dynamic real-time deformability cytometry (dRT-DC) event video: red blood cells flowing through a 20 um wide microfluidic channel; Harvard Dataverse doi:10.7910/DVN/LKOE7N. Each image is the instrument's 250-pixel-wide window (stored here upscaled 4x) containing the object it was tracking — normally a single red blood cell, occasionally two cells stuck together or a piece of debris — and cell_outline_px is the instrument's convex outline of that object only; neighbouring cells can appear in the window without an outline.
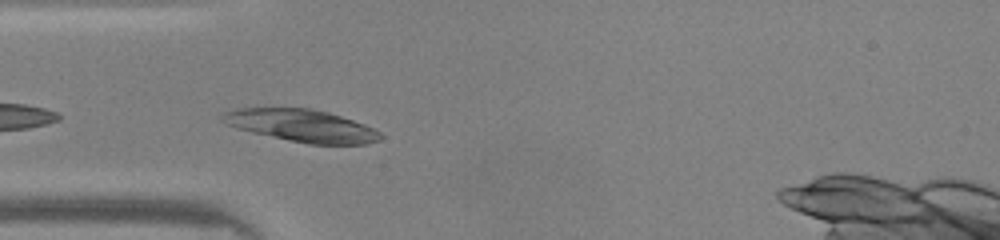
{"species": "common noctule bat (a hibernating species)", "species_latin": "Nyctalus noctula", "temperature_condition": "warm", "stored_images_in_passage": 12, "camera_frame_rate_fps": 3000, "um_per_image_px": 0.085, "animal": {"sex": "male", "body_mass_g": 20.0, "forearm_length_mm": 53.3}, "frame": {"image": 1, "passage_image": 9, "time_ms": 2.667, "image_size_px": [1000, 240], "cell_outline_px": [[384, 136], [380, 140], [368, 144], [308, 144], [252, 132], [236, 128], [220, 120], [224, 112], [240, 108], [312, 108], [328, 112], [364, 124], [380, 132]], "centroid_in_image_um": [25.67, 10.68], "position_along_channel_um": 59.3, "area_um2": 29.59}}